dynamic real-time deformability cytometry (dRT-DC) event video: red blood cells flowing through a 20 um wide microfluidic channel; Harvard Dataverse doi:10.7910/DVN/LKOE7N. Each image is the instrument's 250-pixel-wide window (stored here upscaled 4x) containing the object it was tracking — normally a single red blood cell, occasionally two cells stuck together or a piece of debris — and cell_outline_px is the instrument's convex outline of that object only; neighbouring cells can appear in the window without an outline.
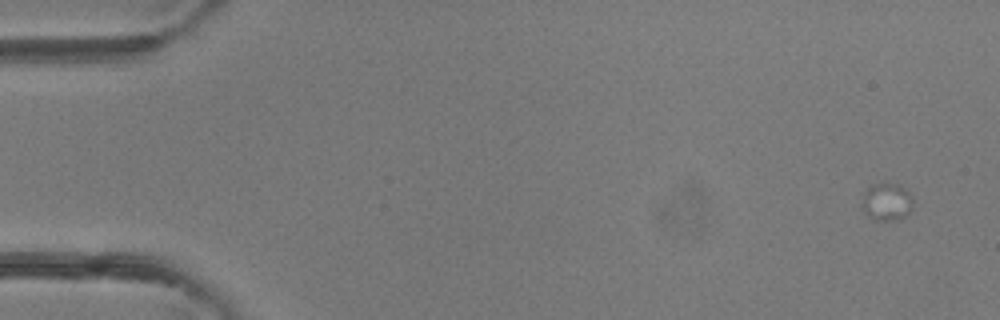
{"species": "common noctule bat (a hibernating species)", "species_latin": "Nyctalus noctula", "temperature_condition": "room temperature", "stored_images_in_passage": 2, "camera_frame_rate_fps": 3000, "um_per_image_px": 0.085, "animal": {"sex": "female"}, "frame": {"image": 1, "passage_image": 1, "time_ms": 0.0, "image_size_px": [1000, 320], "cell_outline_px": [[912, 212], [908, 216], [900, 220], [872, 220], [864, 212], [860, 204], [860, 192], [872, 184], [900, 184], [912, 196]], "centroid_in_image_um": [75.33, 17.17], "position_along_channel_um": 9.7, "area_um2": 11.79}}